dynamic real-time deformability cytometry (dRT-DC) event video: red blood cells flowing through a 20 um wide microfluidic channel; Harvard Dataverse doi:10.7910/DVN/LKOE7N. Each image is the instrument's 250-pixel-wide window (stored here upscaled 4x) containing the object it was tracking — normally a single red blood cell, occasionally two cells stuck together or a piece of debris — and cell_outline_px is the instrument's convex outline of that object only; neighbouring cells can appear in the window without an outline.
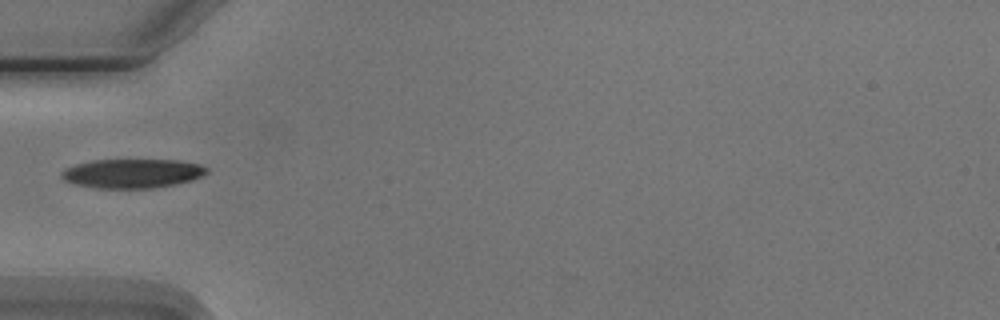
{"species": "Egyptian fruit bat (a non-hibernating species)", "species_latin": "Rousettus aegyptiacus", "temperature_condition": "cold", "stored_images_in_passage": 6, "camera_frame_rate_fps": 3000, "um_per_image_px": 0.085, "animal": {"sex": "male"}, "frame": {"image": 1, "passage_image": 5, "time_ms": 5.667, "image_size_px": [1000, 320], "cell_outline_px": [[208, 172], [192, 180], [176, 184], [152, 188], [96, 188], [72, 184], [64, 180], [60, 176], [60, 172], [76, 164], [92, 160], [180, 160], [200, 164], [208, 168]], "centroid_in_image_um": [11.24, 14.74], "position_along_channel_um": 73.8, "area_um2": 24.74}}
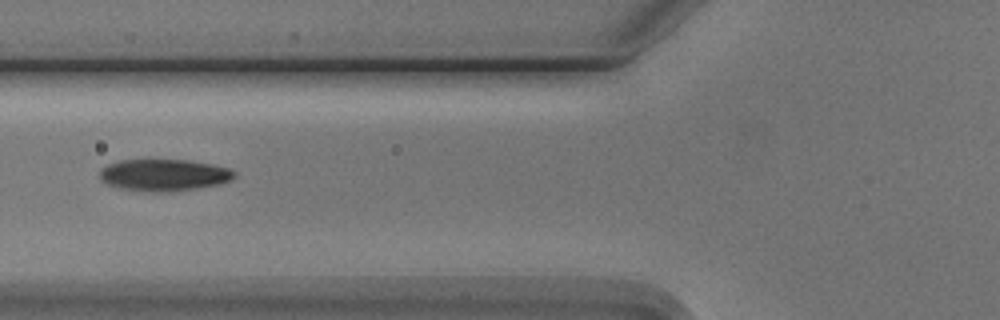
{"frame": {"image": 2, "passage_image": 6, "time_ms": 6.667, "image_size_px": [1000, 320], "cell_outline_px": [[236, 176], [232, 180], [220, 184], [172, 192], [148, 192], [120, 188], [108, 184], [100, 180], [100, 168], [108, 164], [120, 160], [188, 160], [212, 164], [228, 168], [236, 172]], "centroid_in_image_um": [13.94, 14.88], "position_along_channel_um": 111.9, "area_um2": 25.14}}